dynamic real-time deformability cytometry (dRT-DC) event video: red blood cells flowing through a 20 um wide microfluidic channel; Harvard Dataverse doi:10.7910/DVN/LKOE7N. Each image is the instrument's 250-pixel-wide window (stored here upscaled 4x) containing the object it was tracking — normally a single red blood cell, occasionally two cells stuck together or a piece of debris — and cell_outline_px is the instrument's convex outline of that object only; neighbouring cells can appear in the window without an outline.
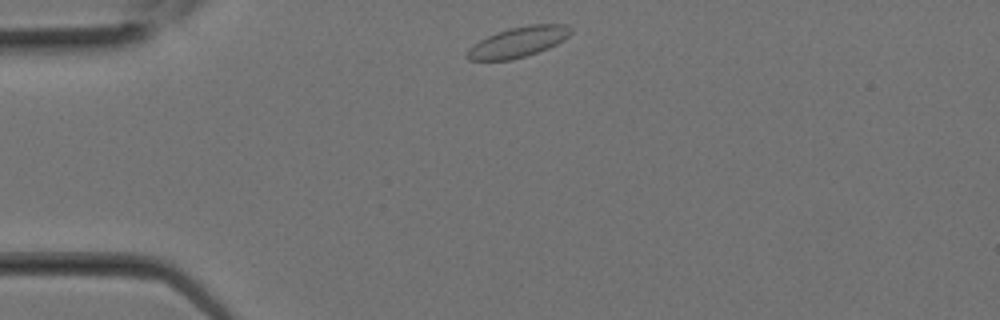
{"species": "Egyptian fruit bat (a non-hibernating species)", "species_latin": "Rousettus aegyptiacus", "temperature_condition": "room temperature", "stored_images_in_passage": 11, "camera_frame_rate_fps": 3000, "um_per_image_px": 0.085, "animal": {"sex": "female"}, "frame": {"image": 1, "passage_image": 1, "time_ms": 0.0, "image_size_px": [1000, 320], "cell_outline_px": [[572, 32], [564, 40], [548, 48], [512, 60], [468, 60], [468, 48], [472, 44], [496, 32], [528, 24], [564, 24], [572, 28]], "centroid_in_image_um": [44.06, 3.56], "position_along_channel_um": 40.9, "area_um2": 18.15}}
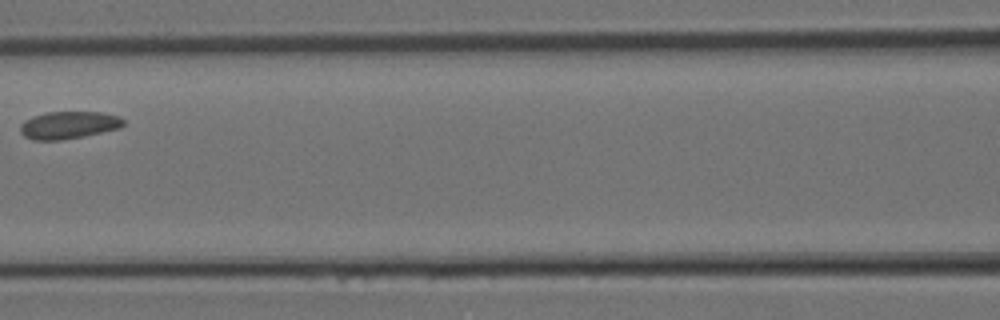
{"frame": {"image": 2, "passage_image": 7, "time_ms": 2.0, "image_size_px": [1000, 320], "cell_outline_px": [[124, 124], [120, 128], [84, 136], [60, 140], [32, 140], [24, 136], [20, 132], [20, 124], [24, 120], [32, 116], [44, 112], [100, 112], [120, 116], [124, 120]], "centroid_in_image_um": [5.81, 10.63], "position_along_channel_um": 160.8, "area_um2": 16.65}}
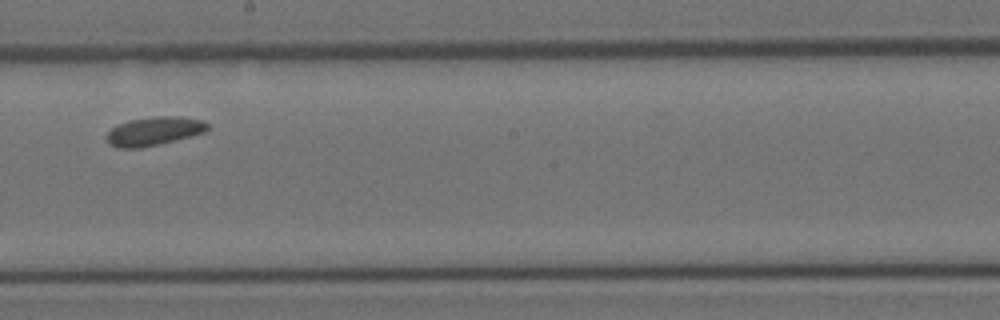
{"frame": {"image": 3, "passage_image": 10, "time_ms": 3.0, "image_size_px": [1000, 320], "cell_outline_px": [[212, 128], [204, 132], [176, 140], [160, 144], [140, 148], [116, 148], [108, 144], [108, 132], [116, 124], [128, 120], [156, 116], [180, 116], [200, 120], [208, 124]], "centroid_in_image_um": [13.09, 11.15], "position_along_channel_um": 235.1, "area_um2": 16.94}}